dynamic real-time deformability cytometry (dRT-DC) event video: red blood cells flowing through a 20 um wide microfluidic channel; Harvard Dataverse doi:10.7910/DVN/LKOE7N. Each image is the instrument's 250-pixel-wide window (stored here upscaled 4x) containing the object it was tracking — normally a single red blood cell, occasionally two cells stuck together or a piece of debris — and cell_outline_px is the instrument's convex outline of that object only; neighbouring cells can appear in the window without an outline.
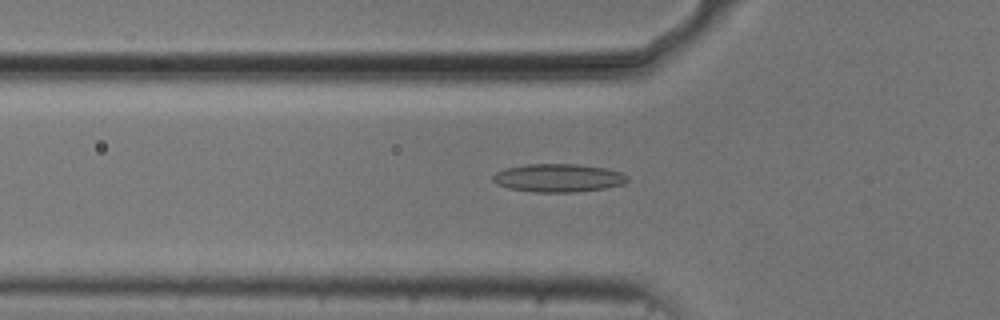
{"species": "common noctule bat (a hibernating species)", "species_latin": "Nyctalus noctula", "temperature_condition": "cold", "stored_images_in_passage": 42, "camera_frame_rate_fps": 3000, "um_per_image_px": 0.085, "animal": {"sex": "male", "body_mass_g": 20.5, "forearm_length_mm": 52.5}, "frame": {"image": 1, "passage_image": 9, "time_ms": 2.667, "image_size_px": [1000, 320], "cell_outline_px": [[628, 180], [624, 184], [604, 188], [572, 192], [536, 192], [508, 188], [496, 184], [492, 180], [492, 176], [496, 172], [504, 168], [528, 164], [580, 164], [604, 168], [620, 172], [628, 176]], "centroid_in_image_um": [47.43, 15.12], "position_along_channel_um": 78.4, "area_um2": 22.08}}
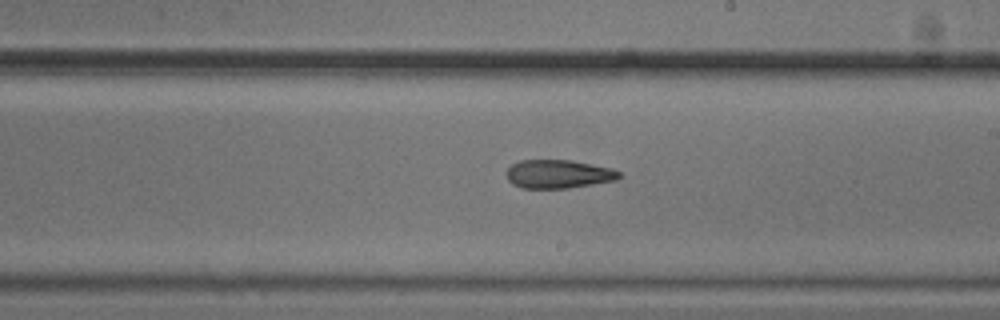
{"frame": {"image": 2, "passage_image": 22, "time_ms": 7.0, "image_size_px": [1000, 320], "cell_outline_px": [[620, 176], [616, 180], [568, 188], [520, 188], [512, 184], [508, 180], [504, 172], [512, 164], [520, 160], [572, 160], [612, 168], [620, 172]], "centroid_in_image_um": [47.42, 14.79], "position_along_channel_um": 241.6, "area_um2": 18.84}}
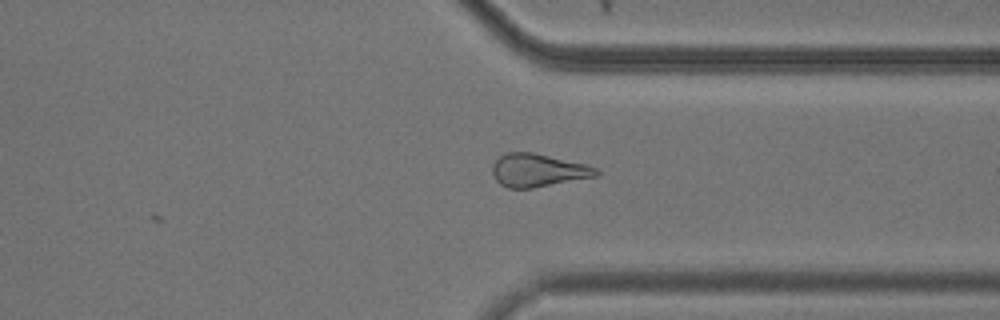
{"frame": {"image": 3, "passage_image": 32, "time_ms": 10.333, "image_size_px": [1000, 320], "cell_outline_px": [[600, 172], [596, 176], [532, 188], [508, 188], [500, 184], [496, 180], [492, 172], [492, 164], [500, 156], [508, 152], [532, 152], [588, 164], [596, 168]], "centroid_in_image_um": [45.72, 14.47], "position_along_channel_um": 365.7, "area_um2": 19.94}, "authors_computed_cell_mechanics": {"area_um2": 19.1318, "velocity_mm_per_s": 3.7399, "shape_relaxation_time_tau1_ms": null, "shape_relaxation_time_tau2_ms": 9.3994, "deformation_change_tau1": null, "deformation_change_tau2": 0.2252}}